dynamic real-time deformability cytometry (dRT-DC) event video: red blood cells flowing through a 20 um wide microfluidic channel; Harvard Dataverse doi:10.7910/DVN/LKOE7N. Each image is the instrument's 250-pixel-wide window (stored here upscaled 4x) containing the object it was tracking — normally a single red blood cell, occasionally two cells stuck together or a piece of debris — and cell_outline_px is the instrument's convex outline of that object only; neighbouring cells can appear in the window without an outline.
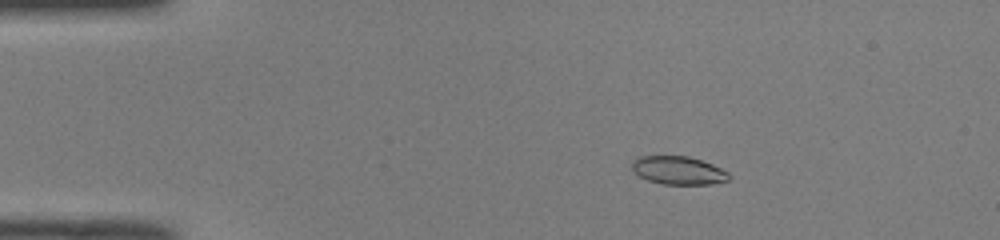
{"species": "common noctule bat (a hibernating species)", "species_latin": "Nyctalus noctula", "temperature_condition": "room temperature", "stored_images_in_passage": 51, "camera_frame_rate_fps": 3000, "um_per_image_px": 0.085, "animal": {"sex": "male", "body_mass_g": 19.0, "forearm_length_mm": 50.8}, "frame": {"image": 1, "passage_image": 9, "time_ms": 2.667, "image_size_px": [1000, 240], "cell_outline_px": [[732, 176], [728, 180], [712, 184], [664, 184], [648, 180], [640, 176], [632, 168], [632, 160], [640, 156], [688, 156], [712, 164], [728, 172]], "centroid_in_image_um": [57.68, 14.48], "position_along_channel_um": 27.3, "area_um2": 15.84}}
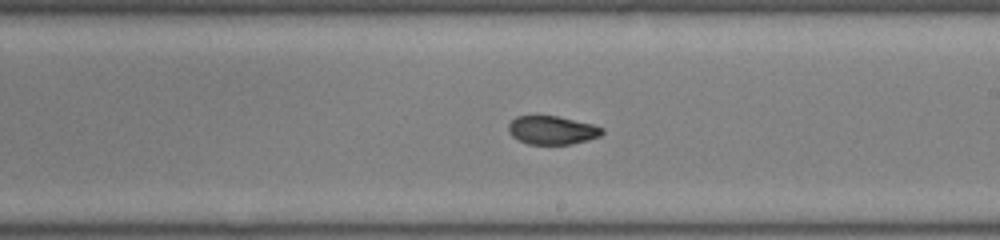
{"frame": {"image": 2, "passage_image": 30, "time_ms": 9.667, "image_size_px": [1000, 240], "cell_outline_px": [[604, 132], [600, 136], [588, 140], [572, 144], [528, 144], [512, 136], [508, 132], [508, 124], [516, 116], [556, 116], [592, 124], [604, 128]], "centroid_in_image_um": [46.93, 11.07], "position_along_channel_um": 242.1, "area_um2": 15.49}}
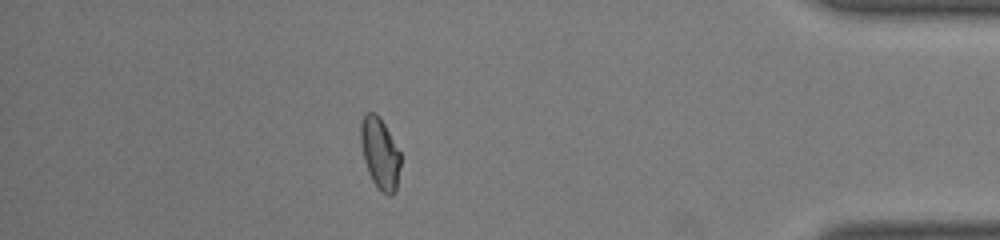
{"frame": {"image": 3, "passage_image": 45, "time_ms": 14.667, "image_size_px": [1000, 240], "cell_outline_px": [[400, 164], [396, 192], [392, 196], [388, 196], [380, 192], [372, 180], [368, 172], [364, 160], [360, 144], [360, 124], [364, 112], [376, 112], [384, 124], [400, 152]], "centroid_in_image_um": [32.28, 13.05], "position_along_channel_um": 402.9, "area_um2": 16.76}, "authors_computed_cell_mechanics": {"area_um2": 16.3574, "velocity_mm_per_s": 4.0238, "shape_relaxation_time_tau1_ms": null, "shape_relaxation_time_tau2_ms": 1.3042, "deformation_change_tau1": null, "deformation_change_tau2": 0.0589}}